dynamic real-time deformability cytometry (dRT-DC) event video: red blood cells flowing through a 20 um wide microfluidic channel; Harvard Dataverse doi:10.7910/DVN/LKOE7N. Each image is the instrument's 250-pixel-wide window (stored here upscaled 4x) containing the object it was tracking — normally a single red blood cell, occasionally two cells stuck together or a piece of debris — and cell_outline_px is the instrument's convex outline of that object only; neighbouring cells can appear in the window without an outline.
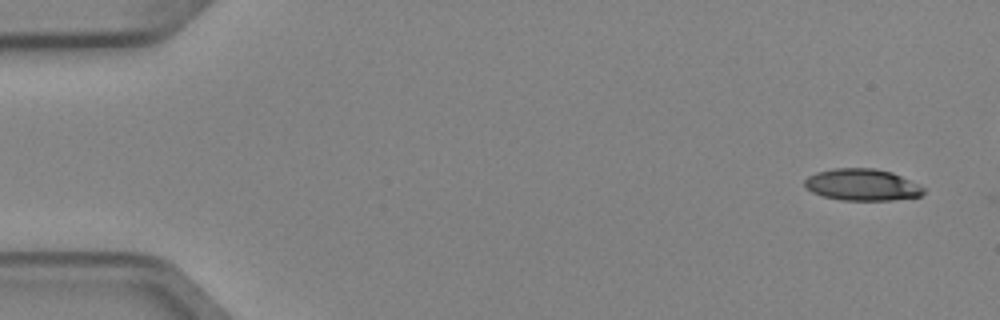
{"species": "Egyptian fruit bat (a non-hibernating species)", "species_latin": "Rousettus aegyptiacus", "temperature_condition": "cold", "stored_images_in_passage": 5, "camera_frame_rate_fps": 3000, "um_per_image_px": 0.085, "animal": {"sex": "female"}, "frame": {"image": 1, "passage_image": 1, "time_ms": 0.0, "image_size_px": [1000, 320], "cell_outline_px": [[924, 192], [920, 196], [892, 200], [840, 200], [824, 196], [812, 192], [804, 184], [804, 180], [808, 176], [816, 172], [836, 168], [876, 168], [892, 172], [924, 188]], "centroid_in_image_um": [73.25, 15.7], "position_along_channel_um": 11.7, "area_um2": 21.79}}